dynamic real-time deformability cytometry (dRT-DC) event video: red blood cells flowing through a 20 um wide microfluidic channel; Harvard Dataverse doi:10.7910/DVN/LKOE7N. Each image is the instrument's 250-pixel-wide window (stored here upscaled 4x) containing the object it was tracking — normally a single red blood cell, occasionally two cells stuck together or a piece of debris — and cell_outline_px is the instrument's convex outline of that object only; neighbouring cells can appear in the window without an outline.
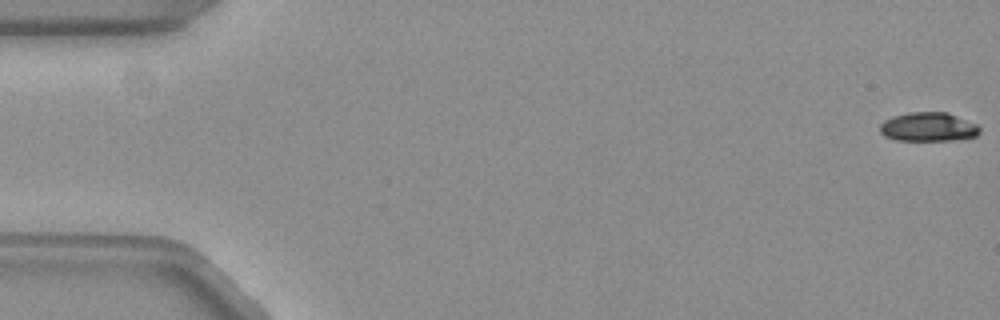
{"species": "common noctule bat (a hibernating species)", "species_latin": "Nyctalus noctula", "temperature_condition": "warm", "stored_images_in_passage": 12, "camera_frame_rate_fps": 3000, "um_per_image_px": 0.085, "animal": {"sex": "female", "body_mass_g": 19.3, "forearm_length_mm": 54.1}, "frame": {"image": 1, "passage_image": 1, "time_ms": 0.0, "image_size_px": [1000, 320], "cell_outline_px": [[980, 132], [976, 136], [948, 140], [896, 140], [884, 136], [880, 132], [880, 124], [884, 120], [892, 116], [908, 112], [948, 112], [976, 124], [980, 128]], "centroid_in_image_um": [78.87, 10.78], "position_along_channel_um": 6.1, "area_um2": 16.82}}